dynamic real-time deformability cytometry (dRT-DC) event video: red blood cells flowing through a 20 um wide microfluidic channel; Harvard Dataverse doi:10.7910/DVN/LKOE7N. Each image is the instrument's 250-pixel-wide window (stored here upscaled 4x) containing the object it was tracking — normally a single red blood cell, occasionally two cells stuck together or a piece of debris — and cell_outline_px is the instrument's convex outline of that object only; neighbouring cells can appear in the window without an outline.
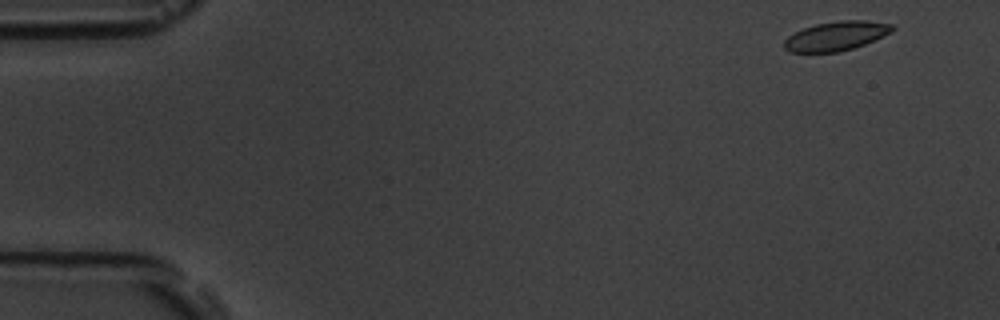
{"species": "common noctule bat (a hibernating species)", "species_latin": "Nyctalus noctula", "temperature_condition": "room temperature", "stored_images_in_passage": 53, "camera_frame_rate_fps": 3000, "um_per_image_px": 0.085, "animal": {"sex": "male", "body_mass_g": 19.5, "forearm_length_mm": 54.6}, "frame": {"image": 1, "passage_image": 2, "time_ms": 0.333, "image_size_px": [1000, 320], "cell_outline_px": [[896, 28], [892, 32], [864, 44], [852, 48], [836, 52], [788, 52], [784, 48], [784, 40], [788, 36], [804, 28], [816, 24], [840, 20], [868, 20], [892, 24]], "centroid_in_image_um": [71.08, 3.05], "position_along_channel_um": 13.9, "area_um2": 18.32}}
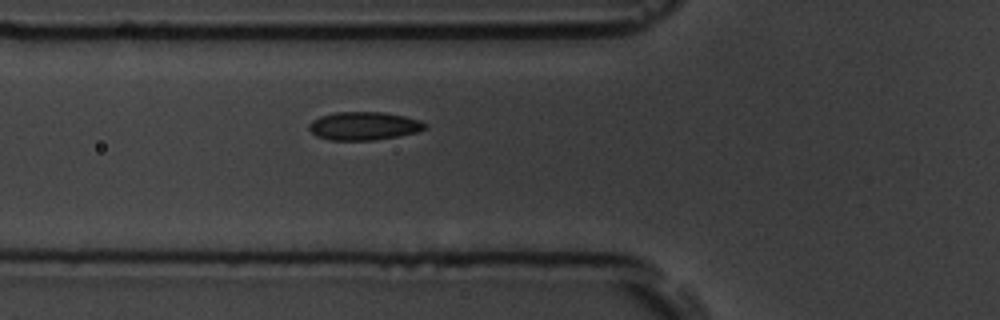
{"frame": {"image": 2, "passage_image": 18, "time_ms": 5.667, "image_size_px": [1000, 320], "cell_outline_px": [[428, 128], [420, 132], [400, 136], [372, 140], [328, 140], [316, 136], [308, 128], [308, 124], [312, 120], [320, 116], [336, 112], [384, 112], [404, 116], [420, 120], [428, 124]], "centroid_in_image_um": [30.96, 10.71], "position_along_channel_um": 94.8, "area_um2": 19.36}}
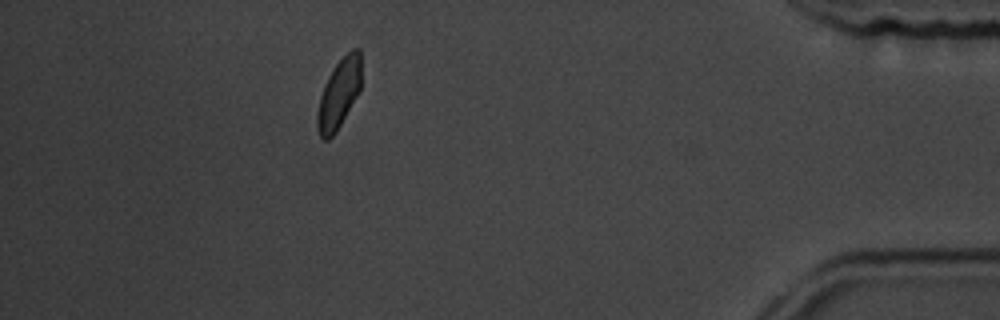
{"frame": {"image": 3, "passage_image": 47, "time_ms": 15.333, "image_size_px": [1000, 320], "cell_outline_px": [[360, 92], [336, 132], [328, 140], [324, 140], [320, 136], [316, 128], [316, 112], [320, 96], [324, 84], [328, 76], [336, 64], [352, 48], [360, 48]], "centroid_in_image_um": [28.79, 8.0], "position_along_channel_um": 406.4, "area_um2": 17.92}, "authors_computed_cell_mechanics": {"area_um2": 18.9006, "velocity_mm_per_s": 3.7407, "shape_relaxation_time_tau1_ms": 3.9859, "shape_relaxation_time_tau2_ms": 2.0049, "deformation_change_tau1": 0.089, "deformation_change_tau2": 0.0516}}